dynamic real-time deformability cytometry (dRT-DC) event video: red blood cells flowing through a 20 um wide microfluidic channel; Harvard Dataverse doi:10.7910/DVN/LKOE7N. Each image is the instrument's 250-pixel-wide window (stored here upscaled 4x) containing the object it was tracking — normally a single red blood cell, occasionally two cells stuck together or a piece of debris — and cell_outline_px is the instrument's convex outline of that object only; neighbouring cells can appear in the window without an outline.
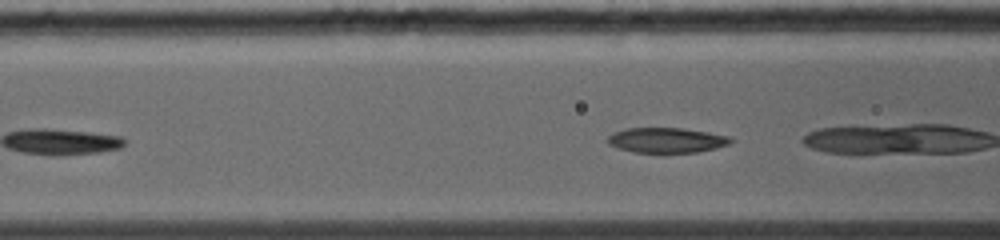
{"species": "common noctule bat (a hibernating species)", "species_latin": "Nyctalus noctula", "temperature_condition": "warm", "stored_images_in_passage": 39, "camera_frame_rate_fps": 5000, "um_per_image_px": 0.085, "animal": {"sex": "female", "body_mass_g": 19.0, "forearm_length_mm": 56.7}, "frame": {"image": 1, "passage_image": 6, "time_ms": 1.0, "image_size_px": [1000, 240], "cell_outline_px": [[732, 140], [728, 144], [716, 148], [696, 152], [664, 156], [660, 156], [632, 152], [616, 148], [608, 144], [608, 136], [616, 132], [628, 128], [680, 128], [708, 132], [728, 136]], "centroid_in_image_um": [56.61, 11.98], "position_along_channel_um": 110.0, "area_um2": 18.73}}
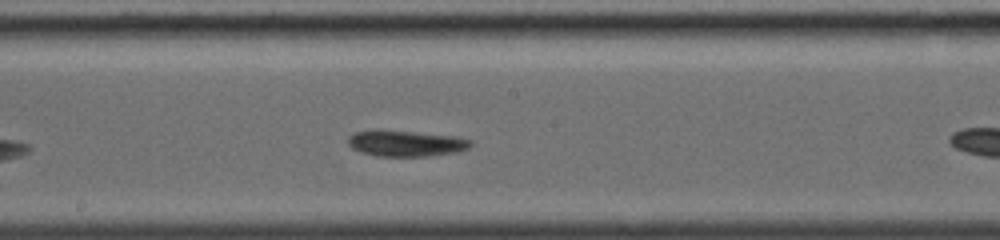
{"frame": {"image": 2, "passage_image": 12, "time_ms": 2.2, "image_size_px": [1000, 240], "cell_outline_px": [[472, 144], [468, 148], [456, 152], [428, 156], [376, 156], [360, 152], [352, 148], [348, 144], [348, 136], [356, 132], [408, 132], [452, 136], [468, 140]], "centroid_in_image_um": [34.48, 12.23], "position_along_channel_um": 213.7, "area_um2": 17.69}}
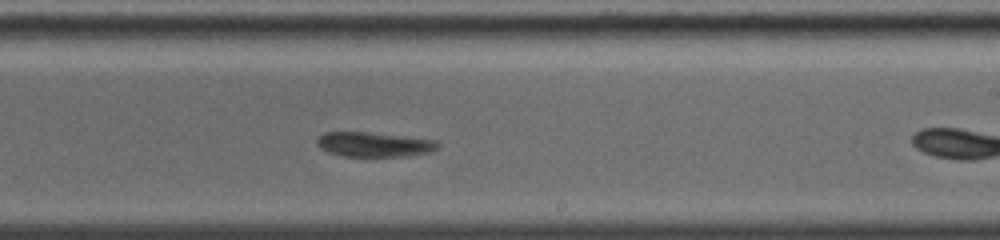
{"frame": {"image": 3, "passage_image": 17, "time_ms": 3.2, "image_size_px": [1000, 240], "cell_outline_px": [[440, 144], [436, 148], [428, 152], [400, 156], [340, 156], [328, 152], [320, 148], [316, 144], [316, 140], [320, 136], [328, 132], [364, 132], [436, 140]], "centroid_in_image_um": [31.73, 12.28], "position_along_channel_um": 257.3, "area_um2": 16.99}}